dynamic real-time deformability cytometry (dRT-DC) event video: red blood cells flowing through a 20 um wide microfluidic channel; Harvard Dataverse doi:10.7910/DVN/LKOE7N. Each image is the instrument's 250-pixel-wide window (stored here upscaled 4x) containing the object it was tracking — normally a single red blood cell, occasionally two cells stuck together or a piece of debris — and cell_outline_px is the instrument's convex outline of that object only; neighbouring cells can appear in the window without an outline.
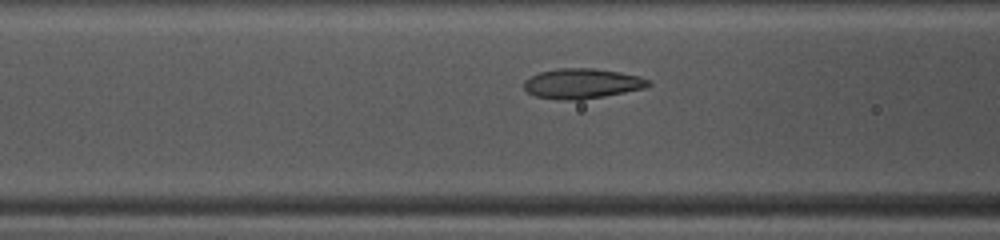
{"species": "common noctule bat (a hibernating species)", "species_latin": "Nyctalus noctula", "temperature_condition": "warm", "stored_images_in_passage": 40, "camera_frame_rate_fps": 3000, "um_per_image_px": 0.085, "animal": {"sex": "female", "body_mass_g": 10.0, "forearm_length_mm": 53.1}, "frame": {"image": 1, "passage_image": 16, "time_ms": 5.0, "image_size_px": [1000, 240], "cell_outline_px": [[652, 84], [644, 88], [604, 96], [580, 100], [560, 100], [536, 96], [528, 92], [524, 88], [524, 80], [540, 72], [560, 68], [596, 68], [620, 72], [640, 76], [652, 80]], "centroid_in_image_um": [49.51, 7.1], "position_along_channel_um": 117.1, "area_um2": 21.85}}
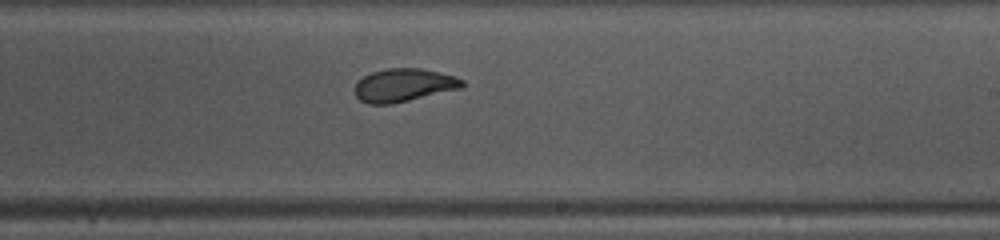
{"frame": {"image": 2, "passage_image": 26, "time_ms": 8.333, "image_size_px": [1000, 240], "cell_outline_px": [[464, 88], [392, 104], [368, 104], [360, 100], [356, 96], [356, 84], [364, 76], [372, 72], [384, 68], [420, 68], [452, 76], [464, 80]], "centroid_in_image_um": [34.33, 7.25], "position_along_channel_um": 254.7, "area_um2": 20.63}}
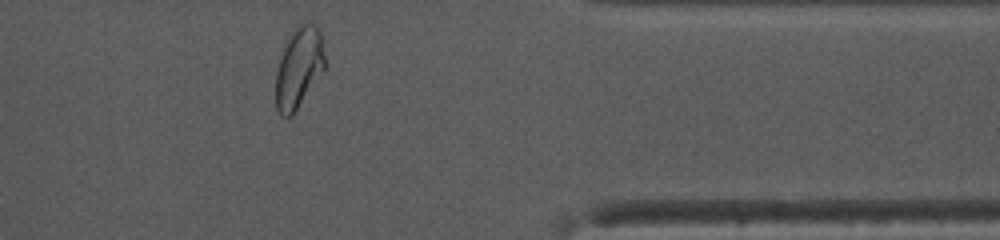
{"frame": {"image": 3, "passage_image": 37, "time_ms": 12.0, "image_size_px": [1000, 240], "cell_outline_px": [[324, 68], [292, 116], [284, 116], [276, 108], [276, 72], [284, 48], [292, 32], [304, 20], [316, 24], [320, 32], [324, 56]], "centroid_in_image_um": [25.4, 5.72], "position_along_channel_um": 386.0, "area_um2": 22.43}, "authors_computed_cell_mechanics": {"area_um2": 21.7906, "velocity_mm_per_s": 4.1357, "shape_relaxation_time_tau1_ms": 3.8623, "shape_relaxation_time_tau2_ms": 1.03, "deformation_change_tau1": 0.1515, "deformation_change_tau2": 0.054}}